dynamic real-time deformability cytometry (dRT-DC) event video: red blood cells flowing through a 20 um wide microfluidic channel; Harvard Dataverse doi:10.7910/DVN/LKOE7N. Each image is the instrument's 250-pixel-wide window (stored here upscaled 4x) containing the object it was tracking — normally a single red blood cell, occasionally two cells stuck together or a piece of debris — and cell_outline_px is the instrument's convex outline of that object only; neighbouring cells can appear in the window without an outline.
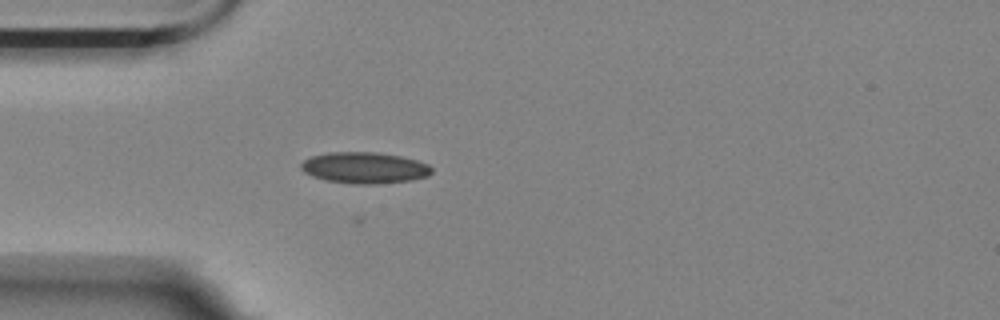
{"species": "Egyptian fruit bat (a non-hibernating species)", "species_latin": "Rousettus aegyptiacus", "temperature_condition": "room temperature", "stored_images_in_passage": 34, "camera_frame_rate_fps": 3000, "um_per_image_px": 0.085, "animal": {"sex": "female"}, "frame": {"image": 1, "passage_image": 6, "time_ms": 1.667, "image_size_px": [1000, 320], "cell_outline_px": [[432, 172], [428, 176], [412, 180], [376, 184], [356, 184], [324, 180], [312, 176], [304, 172], [300, 168], [300, 164], [304, 160], [312, 156], [328, 152], [376, 152], [400, 156], [416, 160], [428, 164], [432, 168]], "centroid_in_image_um": [30.97, 14.26], "position_along_channel_um": 54.0, "area_um2": 23.87}}
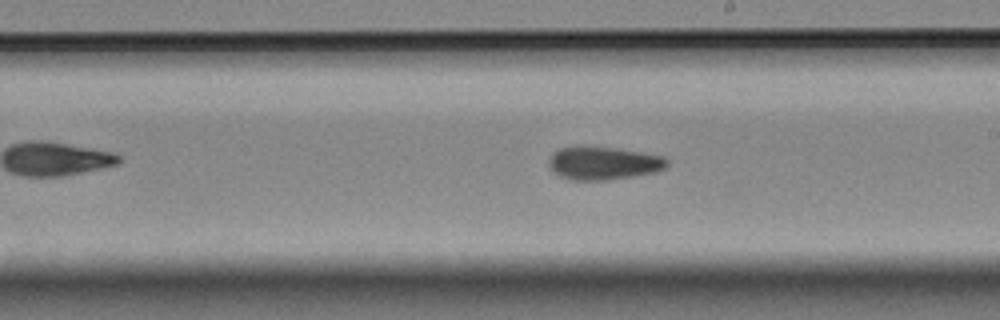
{"frame": {"image": 2, "passage_image": 22, "time_ms": 7.0, "image_size_px": [1000, 320], "cell_outline_px": [[668, 164], [664, 168], [656, 172], [608, 180], [572, 180], [560, 176], [548, 164], [548, 160], [552, 152], [560, 148], [584, 144], [616, 148], [664, 156], [668, 160]], "centroid_in_image_um": [51.27, 13.84], "position_along_channel_um": 237.7, "area_um2": 23.12}}
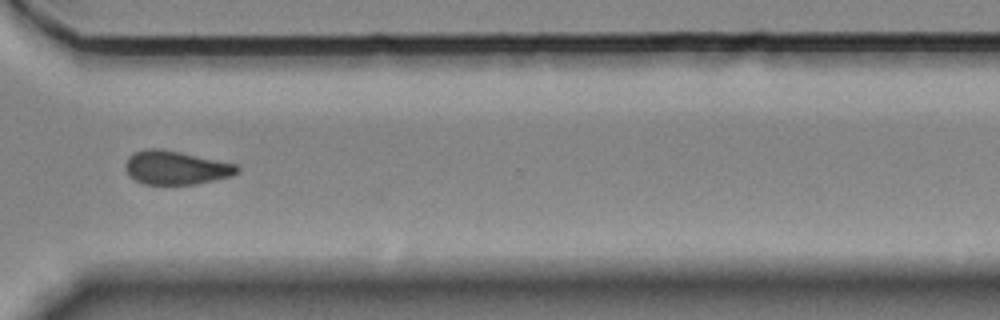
{"frame": {"image": 3, "passage_image": 32, "time_ms": 10.333, "image_size_px": [1000, 320], "cell_outline_px": [[240, 172], [232, 176], [192, 184], [144, 184], [128, 176], [124, 168], [124, 164], [128, 156], [132, 152], [144, 148], [160, 148], [180, 152], [236, 164], [240, 168]], "centroid_in_image_um": [14.89, 14.24], "position_along_channel_um": 355.7, "area_um2": 22.08}}